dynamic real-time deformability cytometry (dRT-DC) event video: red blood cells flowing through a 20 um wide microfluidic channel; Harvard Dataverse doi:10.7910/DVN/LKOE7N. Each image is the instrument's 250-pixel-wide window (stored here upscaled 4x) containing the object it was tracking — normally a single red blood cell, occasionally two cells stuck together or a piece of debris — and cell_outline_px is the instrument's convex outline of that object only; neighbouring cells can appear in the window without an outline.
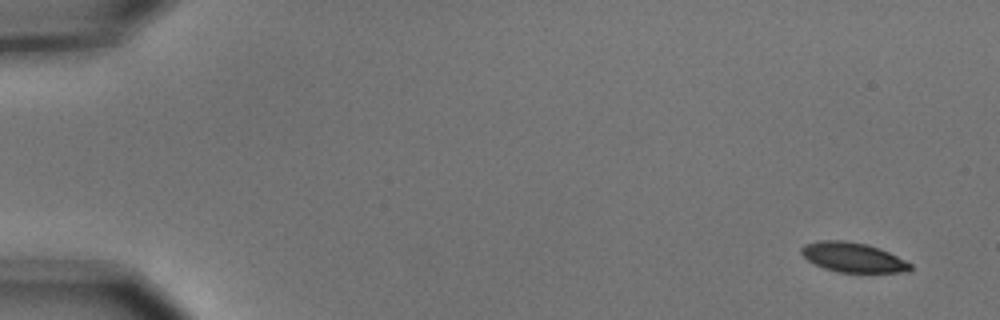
{"species": "common noctule bat (a hibernating species)", "species_latin": "Nyctalus noctula", "temperature_condition": "cold", "stored_images_in_passage": 4, "camera_frame_rate_fps": 3000, "um_per_image_px": 0.085, "animal": {"sex": "male", "body_mass_g": 15.6}, "frame": {"image": 1, "passage_image": 1, "time_ms": 0.0, "image_size_px": [1000, 320], "cell_outline_px": [[912, 268], [908, 272], [836, 272], [824, 268], [808, 260], [800, 252], [800, 248], [804, 244], [820, 240], [844, 240], [868, 244], [888, 252], [912, 264]], "centroid_in_image_um": [72.48, 21.87], "position_along_channel_um": 12.5, "area_um2": 18.79}}
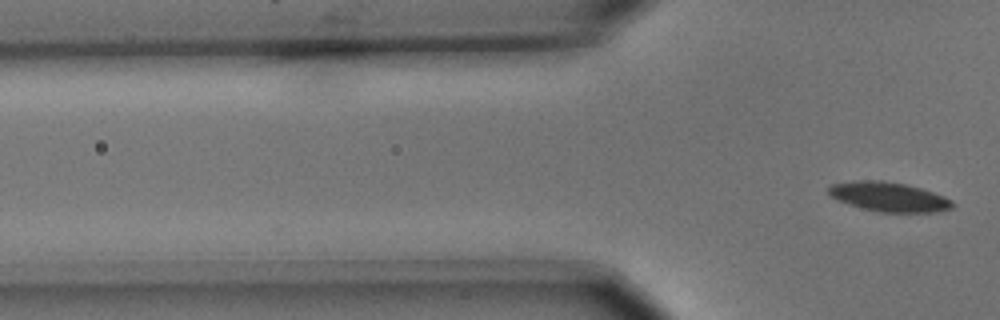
{"frame": {"image": 2, "passage_image": 4, "time_ms": 1.0, "image_size_px": [1000, 320], "cell_outline_px": [[956, 204], [952, 208], [940, 212], [880, 212], [848, 204], [832, 196], [828, 192], [828, 188], [832, 184], [852, 180], [880, 180], [904, 184], [920, 188], [944, 196], [952, 200]], "centroid_in_image_um": [75.59, 16.73], "position_along_channel_um": 50.2, "area_um2": 21.15}}